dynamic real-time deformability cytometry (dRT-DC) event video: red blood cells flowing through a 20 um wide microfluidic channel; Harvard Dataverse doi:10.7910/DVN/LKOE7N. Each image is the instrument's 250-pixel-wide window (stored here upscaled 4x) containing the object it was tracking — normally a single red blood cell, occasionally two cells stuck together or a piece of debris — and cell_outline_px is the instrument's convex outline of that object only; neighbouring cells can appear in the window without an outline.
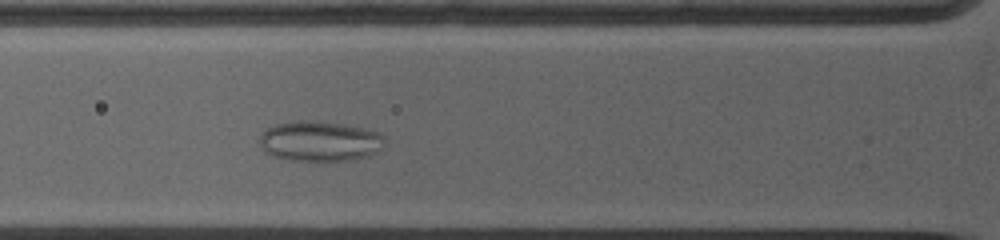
{"species": "common noctule bat (a hibernating species)", "species_latin": "Nyctalus noctula", "temperature_condition": "warm", "stored_images_in_passage": 24, "camera_frame_rate_fps": 5000, "um_per_image_px": 0.085, "animal": {"sex": "female", "body_mass_g": 19.0, "forearm_length_mm": 53.3}, "frame": {"image": 1, "passage_image": 8, "time_ms": 3.0, "image_size_px": [1000, 240], "cell_outline_px": [[384, 140], [380, 148], [376, 152], [368, 156], [348, 160], [288, 160], [272, 156], [264, 152], [260, 144], [260, 136], [268, 128], [276, 124], [300, 120], [316, 120], [344, 124], [376, 132], [384, 136]], "centroid_in_image_um": [27.14, 12.0], "position_along_channel_um": 98.7, "area_um2": 29.07}}
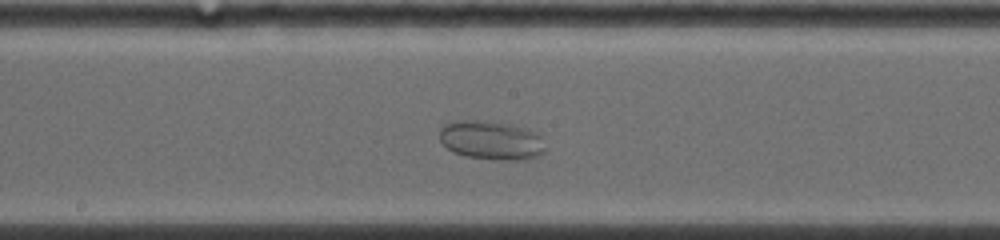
{"frame": {"image": 2, "passage_image": 14, "time_ms": 5.8, "image_size_px": [1000, 240], "cell_outline_px": [[548, 148], [540, 156], [528, 160], [500, 160], [468, 156], [452, 152], [440, 140], [440, 128], [448, 120], [472, 120], [504, 124], [524, 128], [536, 132], [540, 136]], "centroid_in_image_um": [41.78, 11.94], "position_along_channel_um": 206.4, "area_um2": 24.1}}
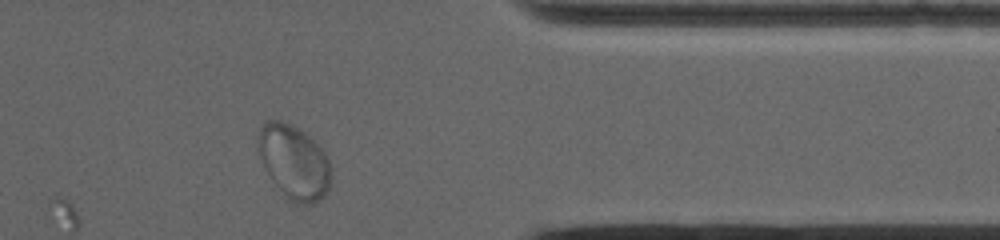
{"frame": {"image": 3, "passage_image": 24, "time_ms": 10.8, "image_size_px": [1000, 240], "cell_outline_px": [[332, 176], [328, 188], [324, 196], [312, 204], [296, 204], [288, 200], [268, 176], [264, 168], [256, 148], [256, 136], [264, 120], [280, 120], [304, 132], [324, 152], [328, 160]], "centroid_in_image_um": [24.93, 13.78], "position_along_channel_um": 386.5, "area_um2": 31.67}}